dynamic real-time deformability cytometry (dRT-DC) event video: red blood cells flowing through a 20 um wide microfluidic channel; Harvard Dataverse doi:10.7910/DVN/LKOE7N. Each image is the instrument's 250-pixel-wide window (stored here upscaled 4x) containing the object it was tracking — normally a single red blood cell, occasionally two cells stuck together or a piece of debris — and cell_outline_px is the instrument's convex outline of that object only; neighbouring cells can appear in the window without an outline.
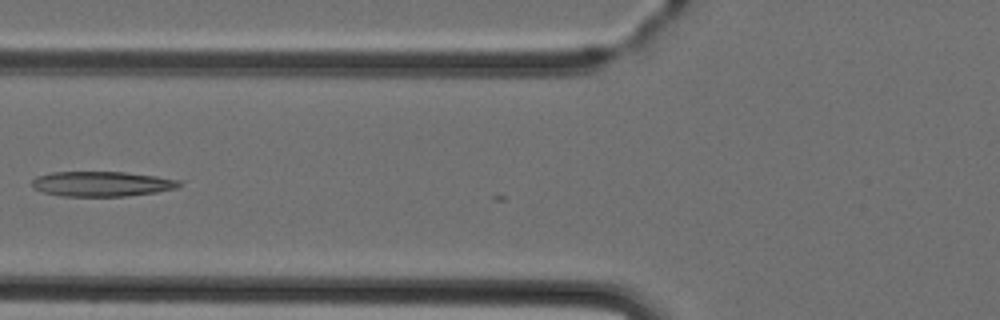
{"species": "Egyptian fruit bat (a non-hibernating species)", "species_latin": "Rousettus aegyptiacus", "temperature_condition": "cold", "stored_images_in_passage": 6, "camera_frame_rate_fps": 3000, "um_per_image_px": 0.085, "animal": {"sex": "female"}, "frame": {"image": 1, "passage_image": 5, "time_ms": 4.667, "image_size_px": [1000, 320], "cell_outline_px": [[180, 184], [176, 188], [156, 192], [124, 196], [60, 196], [44, 192], [32, 188], [32, 180], [36, 176], [52, 172], [124, 172], [156, 176], [180, 180]], "centroid_in_image_um": [8.61, 15.63], "position_along_channel_um": 117.2, "area_um2": 21.39}}
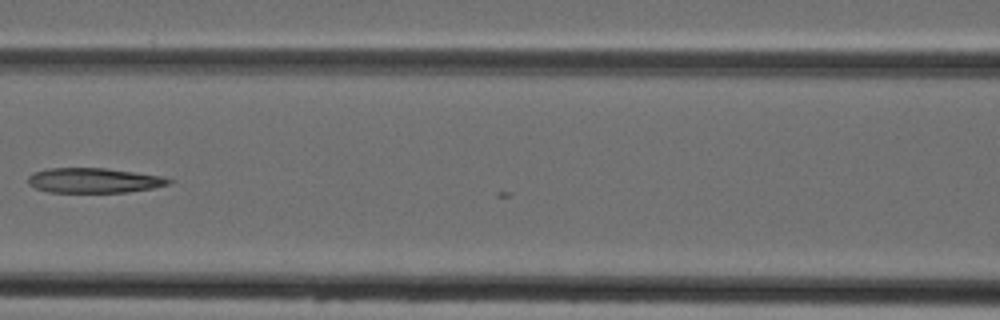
{"frame": {"image": 2, "passage_image": 6, "time_ms": 5.667, "image_size_px": [1000, 320], "cell_outline_px": [[172, 184], [152, 188], [128, 192], [48, 192], [36, 188], [28, 184], [28, 176], [32, 172], [48, 168], [108, 168], [164, 176], [172, 180]], "centroid_in_image_um": [8.0, 15.33], "position_along_channel_um": 158.6, "area_um2": 20.63}}